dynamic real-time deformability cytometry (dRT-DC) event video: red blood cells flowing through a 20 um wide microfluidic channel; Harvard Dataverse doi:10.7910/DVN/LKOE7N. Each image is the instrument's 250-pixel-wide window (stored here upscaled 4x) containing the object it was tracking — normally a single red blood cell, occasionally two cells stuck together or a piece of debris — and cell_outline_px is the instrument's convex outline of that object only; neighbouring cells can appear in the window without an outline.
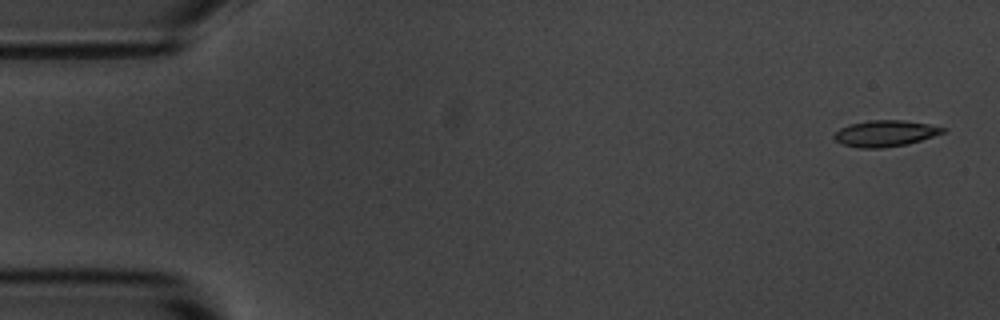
{"species": "common noctule bat (a hibernating species)", "species_latin": "Nyctalus noctula", "temperature_condition": "room temperature", "stored_images_in_passage": 6, "segment_of_instrument_passage": [2, 2], "camera_frame_rate_fps": 3000, "um_per_image_px": 0.085, "animal": {"sex": "male", "body_mass_g": 20.1, "forearm_length_mm": 53.5}, "frame": {"image": 1, "passage_image": 6, "time_ms": 6.0, "image_size_px": [1000, 320], "cell_outline_px": [[948, 128], [944, 132], [908, 144], [880, 148], [860, 148], [844, 144], [836, 140], [832, 136], [840, 128], [848, 124], [868, 120], [904, 120], [928, 124]], "centroid_in_image_um": [75.23, 11.33], "position_along_channel_um": 9.8, "area_um2": 16.53}}